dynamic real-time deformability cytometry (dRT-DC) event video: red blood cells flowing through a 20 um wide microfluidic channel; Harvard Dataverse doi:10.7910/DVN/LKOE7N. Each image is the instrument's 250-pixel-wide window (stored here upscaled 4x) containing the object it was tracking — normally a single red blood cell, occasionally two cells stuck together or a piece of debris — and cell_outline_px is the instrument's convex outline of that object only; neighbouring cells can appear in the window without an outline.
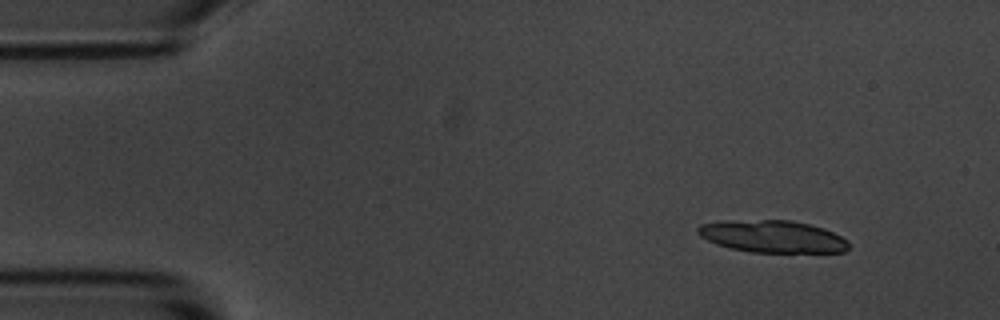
{"species": "common noctule bat (a hibernating species)", "species_latin": "Nyctalus noctula", "temperature_condition": "room temperature", "stored_images_in_passage": 8, "camera_frame_rate_fps": 3000, "um_per_image_px": 0.085, "animal": {"sex": "male", "body_mass_g": 20.1, "forearm_length_mm": 53.5}, "frame": {"image": 1, "passage_image": 2, "time_ms": 1.0, "image_size_px": [1000, 320], "cell_outline_px": [[848, 248], [844, 252], [752, 252], [732, 248], [716, 244], [700, 236], [696, 232], [696, 228], [700, 224], [724, 220], [792, 220], [824, 228], [848, 240]], "centroid_in_image_um": [65.64, 20.09], "position_along_channel_um": 19.4, "area_um2": 28.32}}
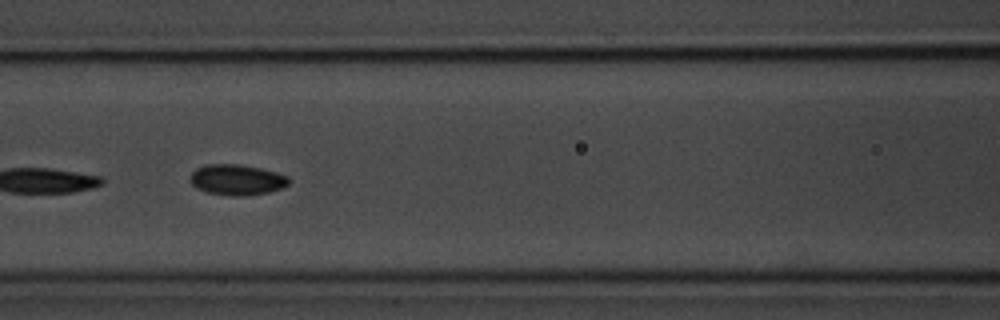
{"frame": {"image": 2, "passage_image": 7, "time_ms": 7.0, "image_size_px": [1000, 320], "cell_outline_px": [[292, 180], [284, 188], [268, 192], [244, 196], [232, 196], [208, 192], [196, 188], [188, 180], [188, 176], [196, 168], [204, 164], [240, 164], [260, 168], [276, 172], [288, 176]], "centroid_in_image_um": [20.13, 15.27], "position_along_channel_um": 146.5, "area_um2": 17.92}}
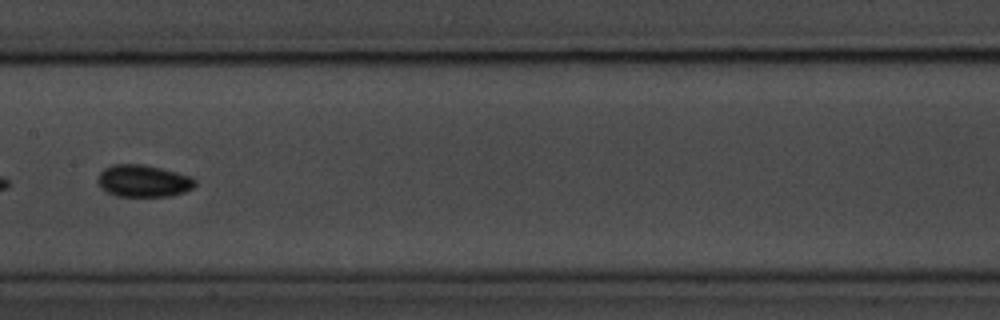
{"frame": {"image": 3, "passage_image": 8, "time_ms": 8.333, "image_size_px": [1000, 320], "cell_outline_px": [[196, 184], [192, 188], [184, 192], [172, 196], [116, 196], [100, 188], [96, 184], [96, 180], [100, 172], [104, 168], [112, 164], [140, 164], [160, 168], [192, 176], [196, 180]], "centroid_in_image_um": [12.16, 15.38], "position_along_channel_um": 195.2, "area_um2": 18.38}}